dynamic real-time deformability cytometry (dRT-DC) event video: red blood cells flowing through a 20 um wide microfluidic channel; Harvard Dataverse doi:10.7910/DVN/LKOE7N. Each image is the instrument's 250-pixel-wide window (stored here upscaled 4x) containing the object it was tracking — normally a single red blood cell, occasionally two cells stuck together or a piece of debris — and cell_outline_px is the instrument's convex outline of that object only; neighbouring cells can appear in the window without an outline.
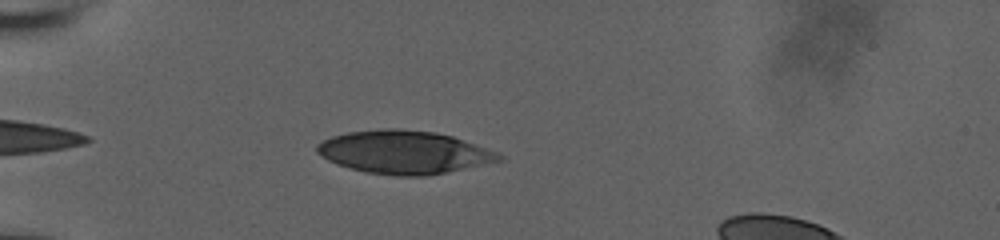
{"species": "human", "species_latin": "Homo sapiens", "temperature_condition": "room temperature", "stored_images_in_passage": 12, "camera_frame_rate_fps": 3000, "um_per_image_px": 0.085, "donor": {"sex": "male"}, "frame": {"image": 1, "passage_image": 4, "time_ms": 1.0, "image_size_px": [1000, 240], "cell_outline_px": [[504, 160], [424, 176], [396, 176], [368, 172], [352, 168], [328, 160], [316, 152], [316, 144], [332, 136], [348, 132], [384, 128], [400, 128], [436, 132], [452, 136], [496, 152], [504, 156]], "centroid_in_image_um": [34.33, 12.92], "position_along_channel_um": 50.7, "area_um2": 45.26}}
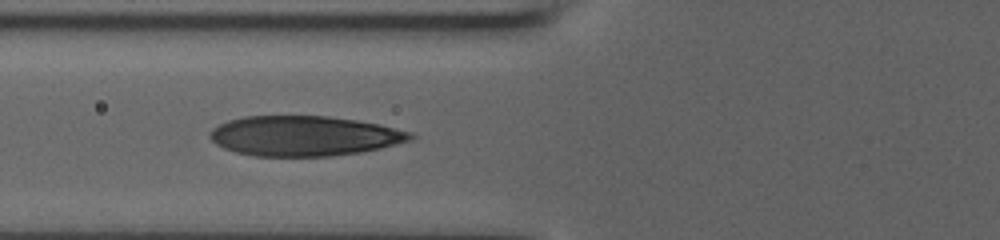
{"frame": {"image": 2, "passage_image": 9, "time_ms": 2.667, "image_size_px": [1000, 240], "cell_outline_px": [[416, 136], [412, 140], [380, 148], [360, 152], [332, 156], [256, 156], [236, 152], [224, 148], [216, 144], [208, 136], [212, 128], [228, 120], [244, 116], [328, 116], [356, 120], [380, 124], [412, 132]], "centroid_in_image_um": [25.86, 11.55], "position_along_channel_um": 99.9, "area_um2": 46.88}}
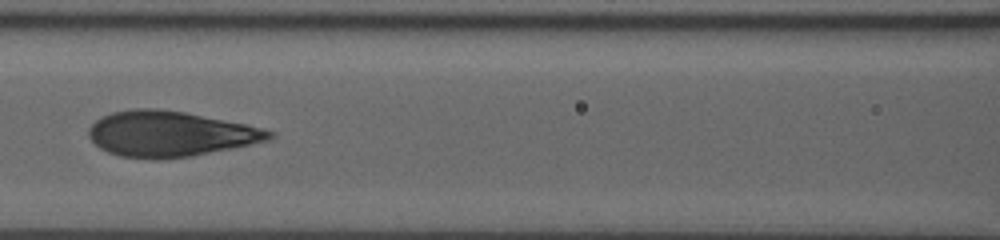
{"frame": {"image": 3, "passage_image": 11, "time_ms": 3.333, "image_size_px": [1000, 240], "cell_outline_px": [[276, 136], [268, 140], [192, 156], [156, 160], [120, 156], [108, 152], [100, 148], [88, 136], [88, 128], [100, 116], [112, 112], [136, 108], [156, 108], [184, 112], [248, 124], [264, 128], [276, 132]], "centroid_in_image_um": [14.45, 11.37], "position_along_channel_um": 152.2, "area_um2": 47.97}}